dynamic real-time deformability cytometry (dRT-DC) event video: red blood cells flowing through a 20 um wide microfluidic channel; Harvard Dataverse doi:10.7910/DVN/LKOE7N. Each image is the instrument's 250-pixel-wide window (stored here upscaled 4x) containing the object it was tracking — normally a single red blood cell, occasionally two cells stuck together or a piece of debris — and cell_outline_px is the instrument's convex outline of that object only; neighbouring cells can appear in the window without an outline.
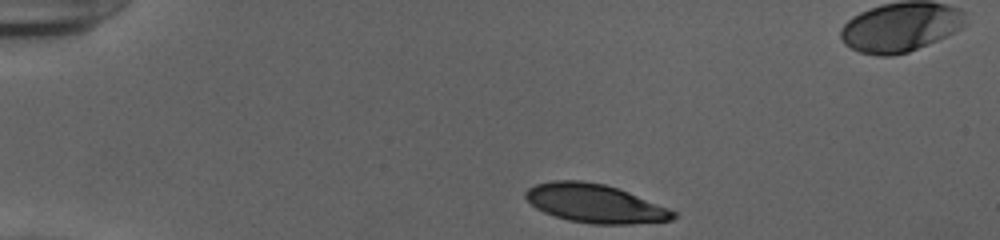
{"species": "human", "species_latin": "Homo sapiens", "temperature_condition": "cold", "stored_images_in_passage": 35, "camera_frame_rate_fps": 3000, "um_per_image_px": 0.085, "donor": {"sex": "female"}, "frame": {"image": 1, "passage_image": 1, "time_ms": 0.0, "image_size_px": [1000, 240], "cell_outline_px": [[676, 216], [672, 220], [632, 224], [592, 224], [568, 220], [544, 212], [536, 208], [524, 196], [524, 192], [528, 188], [536, 184], [552, 180], [580, 180], [604, 184], [628, 192], [668, 208], [676, 212]], "centroid_in_image_um": [50.55, 17.29], "position_along_channel_um": 34.4, "area_um2": 33.0}}
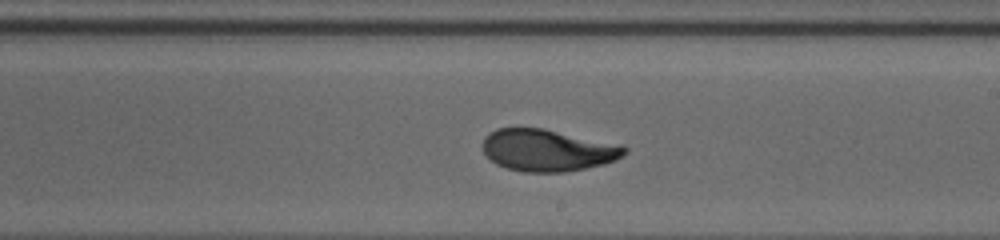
{"frame": {"image": 2, "passage_image": 22, "time_ms": 7.0, "image_size_px": [1000, 240], "cell_outline_px": [[628, 152], [616, 160], [604, 164], [564, 172], [524, 172], [508, 168], [496, 164], [484, 152], [484, 136], [488, 132], [496, 128], [544, 128], [620, 144], [628, 148]], "centroid_in_image_um": [46.57, 12.76], "position_along_channel_um": 242.4, "area_um2": 34.68}}
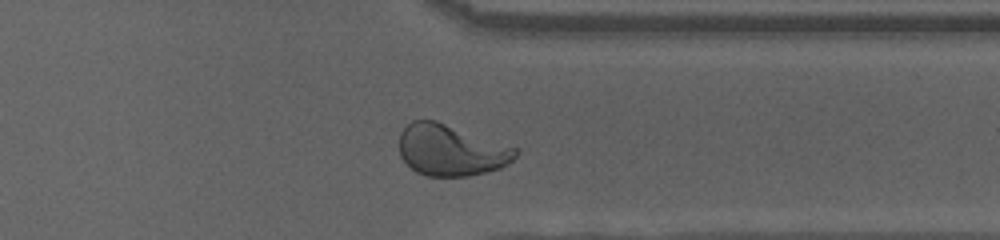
{"frame": {"image": 3, "passage_image": 32, "time_ms": 10.333, "image_size_px": [1000, 240], "cell_outline_px": [[520, 152], [508, 164], [500, 168], [468, 176], [428, 176], [416, 172], [400, 156], [400, 132], [412, 120], [436, 120], [520, 148]], "centroid_in_image_um": [38.37, 12.75], "position_along_channel_um": 373.0, "area_um2": 34.91}, "authors_computed_cell_mechanics": {"area_um2": 34.7956, "velocity_mm_per_s": 3.9218, "shape_relaxation_time_tau1_ms": 3.5183, "shape_relaxation_time_tau2_ms": 0.9404, "deformation_change_tau1": 0.1936, "deformation_change_tau2": 0.0617}}